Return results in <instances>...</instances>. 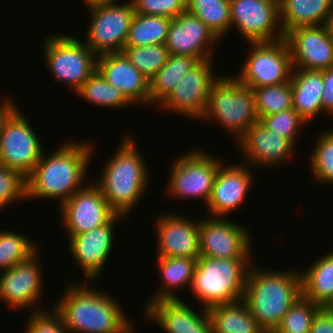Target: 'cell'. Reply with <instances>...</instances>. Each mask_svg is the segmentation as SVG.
<instances>
[{
	"mask_svg": "<svg viewBox=\"0 0 333 333\" xmlns=\"http://www.w3.org/2000/svg\"><path fill=\"white\" fill-rule=\"evenodd\" d=\"M130 133L120 141L118 149L103 167L95 183L99 186L110 208L125 217L144 197L149 184V172ZM146 189V190H145ZM146 191V192H145ZM134 206V207H133Z\"/></svg>",
	"mask_w": 333,
	"mask_h": 333,
	"instance_id": "4",
	"label": "cell"
},
{
	"mask_svg": "<svg viewBox=\"0 0 333 333\" xmlns=\"http://www.w3.org/2000/svg\"><path fill=\"white\" fill-rule=\"evenodd\" d=\"M255 109L260 119L263 116L279 113L293 108L290 81L270 86L252 88Z\"/></svg>",
	"mask_w": 333,
	"mask_h": 333,
	"instance_id": "34",
	"label": "cell"
},
{
	"mask_svg": "<svg viewBox=\"0 0 333 333\" xmlns=\"http://www.w3.org/2000/svg\"><path fill=\"white\" fill-rule=\"evenodd\" d=\"M59 206L66 236L91 231L105 225L116 215L95 182L85 183Z\"/></svg>",
	"mask_w": 333,
	"mask_h": 333,
	"instance_id": "14",
	"label": "cell"
},
{
	"mask_svg": "<svg viewBox=\"0 0 333 333\" xmlns=\"http://www.w3.org/2000/svg\"><path fill=\"white\" fill-rule=\"evenodd\" d=\"M290 84L293 109L308 124L322 112L323 70L293 68Z\"/></svg>",
	"mask_w": 333,
	"mask_h": 333,
	"instance_id": "25",
	"label": "cell"
},
{
	"mask_svg": "<svg viewBox=\"0 0 333 333\" xmlns=\"http://www.w3.org/2000/svg\"><path fill=\"white\" fill-rule=\"evenodd\" d=\"M124 55L147 79H151L165 65L169 52L165 44L132 47L124 46Z\"/></svg>",
	"mask_w": 333,
	"mask_h": 333,
	"instance_id": "36",
	"label": "cell"
},
{
	"mask_svg": "<svg viewBox=\"0 0 333 333\" xmlns=\"http://www.w3.org/2000/svg\"><path fill=\"white\" fill-rule=\"evenodd\" d=\"M212 61H200L184 74L159 108L178 113L180 117L184 115L186 118L200 120L205 112L211 87L219 79L212 70Z\"/></svg>",
	"mask_w": 333,
	"mask_h": 333,
	"instance_id": "15",
	"label": "cell"
},
{
	"mask_svg": "<svg viewBox=\"0 0 333 333\" xmlns=\"http://www.w3.org/2000/svg\"><path fill=\"white\" fill-rule=\"evenodd\" d=\"M82 1L87 6V5L94 4V3L111 2V1H118V0H82Z\"/></svg>",
	"mask_w": 333,
	"mask_h": 333,
	"instance_id": "46",
	"label": "cell"
},
{
	"mask_svg": "<svg viewBox=\"0 0 333 333\" xmlns=\"http://www.w3.org/2000/svg\"><path fill=\"white\" fill-rule=\"evenodd\" d=\"M28 237L13 230L0 231V270L1 272L26 261L38 251L37 243L34 245Z\"/></svg>",
	"mask_w": 333,
	"mask_h": 333,
	"instance_id": "35",
	"label": "cell"
},
{
	"mask_svg": "<svg viewBox=\"0 0 333 333\" xmlns=\"http://www.w3.org/2000/svg\"><path fill=\"white\" fill-rule=\"evenodd\" d=\"M250 44V54L243 67L234 77L251 89L262 86L278 85L290 81L292 59L289 45L285 38L273 42Z\"/></svg>",
	"mask_w": 333,
	"mask_h": 333,
	"instance_id": "10",
	"label": "cell"
},
{
	"mask_svg": "<svg viewBox=\"0 0 333 333\" xmlns=\"http://www.w3.org/2000/svg\"><path fill=\"white\" fill-rule=\"evenodd\" d=\"M170 169L167 193L176 199H202L207 205L219 166L224 163L221 158L201 150L189 151L178 156Z\"/></svg>",
	"mask_w": 333,
	"mask_h": 333,
	"instance_id": "8",
	"label": "cell"
},
{
	"mask_svg": "<svg viewBox=\"0 0 333 333\" xmlns=\"http://www.w3.org/2000/svg\"><path fill=\"white\" fill-rule=\"evenodd\" d=\"M26 183V177L18 170L0 165V209L12 202L27 200Z\"/></svg>",
	"mask_w": 333,
	"mask_h": 333,
	"instance_id": "39",
	"label": "cell"
},
{
	"mask_svg": "<svg viewBox=\"0 0 333 333\" xmlns=\"http://www.w3.org/2000/svg\"><path fill=\"white\" fill-rule=\"evenodd\" d=\"M77 96L86 102L105 108H119L131 106L122 92L112 86L102 74L96 70L76 92Z\"/></svg>",
	"mask_w": 333,
	"mask_h": 333,
	"instance_id": "33",
	"label": "cell"
},
{
	"mask_svg": "<svg viewBox=\"0 0 333 333\" xmlns=\"http://www.w3.org/2000/svg\"><path fill=\"white\" fill-rule=\"evenodd\" d=\"M220 75L212 85L205 112L201 118L215 121L236 137L235 143L259 121L254 95L249 86L241 84L233 75Z\"/></svg>",
	"mask_w": 333,
	"mask_h": 333,
	"instance_id": "6",
	"label": "cell"
},
{
	"mask_svg": "<svg viewBox=\"0 0 333 333\" xmlns=\"http://www.w3.org/2000/svg\"><path fill=\"white\" fill-rule=\"evenodd\" d=\"M327 253L307 270L300 269L302 295L320 307H327L333 301V251Z\"/></svg>",
	"mask_w": 333,
	"mask_h": 333,
	"instance_id": "28",
	"label": "cell"
},
{
	"mask_svg": "<svg viewBox=\"0 0 333 333\" xmlns=\"http://www.w3.org/2000/svg\"><path fill=\"white\" fill-rule=\"evenodd\" d=\"M249 230L229 218L200 219L199 256L216 259L253 258Z\"/></svg>",
	"mask_w": 333,
	"mask_h": 333,
	"instance_id": "12",
	"label": "cell"
},
{
	"mask_svg": "<svg viewBox=\"0 0 333 333\" xmlns=\"http://www.w3.org/2000/svg\"><path fill=\"white\" fill-rule=\"evenodd\" d=\"M134 11L142 15L174 19L186 11V0H131Z\"/></svg>",
	"mask_w": 333,
	"mask_h": 333,
	"instance_id": "41",
	"label": "cell"
},
{
	"mask_svg": "<svg viewBox=\"0 0 333 333\" xmlns=\"http://www.w3.org/2000/svg\"><path fill=\"white\" fill-rule=\"evenodd\" d=\"M253 264L247 276L243 301L259 327L265 333H273L285 313L302 296L300 270L258 269Z\"/></svg>",
	"mask_w": 333,
	"mask_h": 333,
	"instance_id": "3",
	"label": "cell"
},
{
	"mask_svg": "<svg viewBox=\"0 0 333 333\" xmlns=\"http://www.w3.org/2000/svg\"><path fill=\"white\" fill-rule=\"evenodd\" d=\"M323 83L322 113L333 116V66L323 70Z\"/></svg>",
	"mask_w": 333,
	"mask_h": 333,
	"instance_id": "44",
	"label": "cell"
},
{
	"mask_svg": "<svg viewBox=\"0 0 333 333\" xmlns=\"http://www.w3.org/2000/svg\"><path fill=\"white\" fill-rule=\"evenodd\" d=\"M156 257H199V223L178 213H165L155 218Z\"/></svg>",
	"mask_w": 333,
	"mask_h": 333,
	"instance_id": "21",
	"label": "cell"
},
{
	"mask_svg": "<svg viewBox=\"0 0 333 333\" xmlns=\"http://www.w3.org/2000/svg\"><path fill=\"white\" fill-rule=\"evenodd\" d=\"M53 304L68 333H131L135 330L118 300L98 289L70 282Z\"/></svg>",
	"mask_w": 333,
	"mask_h": 333,
	"instance_id": "1",
	"label": "cell"
},
{
	"mask_svg": "<svg viewBox=\"0 0 333 333\" xmlns=\"http://www.w3.org/2000/svg\"><path fill=\"white\" fill-rule=\"evenodd\" d=\"M199 61L191 56L169 54L167 62L150 81V104L160 105L174 90L177 82Z\"/></svg>",
	"mask_w": 333,
	"mask_h": 333,
	"instance_id": "30",
	"label": "cell"
},
{
	"mask_svg": "<svg viewBox=\"0 0 333 333\" xmlns=\"http://www.w3.org/2000/svg\"><path fill=\"white\" fill-rule=\"evenodd\" d=\"M285 39L293 68L321 71L333 66V33L328 24L292 29Z\"/></svg>",
	"mask_w": 333,
	"mask_h": 333,
	"instance_id": "17",
	"label": "cell"
},
{
	"mask_svg": "<svg viewBox=\"0 0 333 333\" xmlns=\"http://www.w3.org/2000/svg\"><path fill=\"white\" fill-rule=\"evenodd\" d=\"M90 26L85 44L97 55L122 52L126 44L130 24L135 14L131 0L123 4L116 1L87 5Z\"/></svg>",
	"mask_w": 333,
	"mask_h": 333,
	"instance_id": "9",
	"label": "cell"
},
{
	"mask_svg": "<svg viewBox=\"0 0 333 333\" xmlns=\"http://www.w3.org/2000/svg\"><path fill=\"white\" fill-rule=\"evenodd\" d=\"M309 333H333V310L320 307L313 319Z\"/></svg>",
	"mask_w": 333,
	"mask_h": 333,
	"instance_id": "43",
	"label": "cell"
},
{
	"mask_svg": "<svg viewBox=\"0 0 333 333\" xmlns=\"http://www.w3.org/2000/svg\"><path fill=\"white\" fill-rule=\"evenodd\" d=\"M259 120L267 128L289 139L294 145L296 144L295 140L298 138L301 128L307 126L304 119L293 108L263 116Z\"/></svg>",
	"mask_w": 333,
	"mask_h": 333,
	"instance_id": "40",
	"label": "cell"
},
{
	"mask_svg": "<svg viewBox=\"0 0 333 333\" xmlns=\"http://www.w3.org/2000/svg\"><path fill=\"white\" fill-rule=\"evenodd\" d=\"M186 11L201 19L221 41L231 30L229 0H186Z\"/></svg>",
	"mask_w": 333,
	"mask_h": 333,
	"instance_id": "32",
	"label": "cell"
},
{
	"mask_svg": "<svg viewBox=\"0 0 333 333\" xmlns=\"http://www.w3.org/2000/svg\"><path fill=\"white\" fill-rule=\"evenodd\" d=\"M328 26H329V29L331 30V32L333 33V6H332V12H331V15H330Z\"/></svg>",
	"mask_w": 333,
	"mask_h": 333,
	"instance_id": "47",
	"label": "cell"
},
{
	"mask_svg": "<svg viewBox=\"0 0 333 333\" xmlns=\"http://www.w3.org/2000/svg\"><path fill=\"white\" fill-rule=\"evenodd\" d=\"M330 310H333V301L327 306Z\"/></svg>",
	"mask_w": 333,
	"mask_h": 333,
	"instance_id": "48",
	"label": "cell"
},
{
	"mask_svg": "<svg viewBox=\"0 0 333 333\" xmlns=\"http://www.w3.org/2000/svg\"><path fill=\"white\" fill-rule=\"evenodd\" d=\"M229 3L231 28H236L248 43L273 42L285 38L277 1L229 0Z\"/></svg>",
	"mask_w": 333,
	"mask_h": 333,
	"instance_id": "13",
	"label": "cell"
},
{
	"mask_svg": "<svg viewBox=\"0 0 333 333\" xmlns=\"http://www.w3.org/2000/svg\"><path fill=\"white\" fill-rule=\"evenodd\" d=\"M43 44V57L49 73L74 93L97 70L98 56L76 37L51 33Z\"/></svg>",
	"mask_w": 333,
	"mask_h": 333,
	"instance_id": "7",
	"label": "cell"
},
{
	"mask_svg": "<svg viewBox=\"0 0 333 333\" xmlns=\"http://www.w3.org/2000/svg\"><path fill=\"white\" fill-rule=\"evenodd\" d=\"M213 333H265L241 300L207 309Z\"/></svg>",
	"mask_w": 333,
	"mask_h": 333,
	"instance_id": "29",
	"label": "cell"
},
{
	"mask_svg": "<svg viewBox=\"0 0 333 333\" xmlns=\"http://www.w3.org/2000/svg\"><path fill=\"white\" fill-rule=\"evenodd\" d=\"M252 258L216 259L199 256L191 291L204 309L243 300ZM252 261V262H251Z\"/></svg>",
	"mask_w": 333,
	"mask_h": 333,
	"instance_id": "5",
	"label": "cell"
},
{
	"mask_svg": "<svg viewBox=\"0 0 333 333\" xmlns=\"http://www.w3.org/2000/svg\"><path fill=\"white\" fill-rule=\"evenodd\" d=\"M220 41L201 19L185 11L171 19L165 45L169 54L191 56L200 62L213 59L212 49Z\"/></svg>",
	"mask_w": 333,
	"mask_h": 333,
	"instance_id": "18",
	"label": "cell"
},
{
	"mask_svg": "<svg viewBox=\"0 0 333 333\" xmlns=\"http://www.w3.org/2000/svg\"><path fill=\"white\" fill-rule=\"evenodd\" d=\"M38 255L36 252L26 261L3 271L0 275V301L14 309H27L39 304L44 278Z\"/></svg>",
	"mask_w": 333,
	"mask_h": 333,
	"instance_id": "19",
	"label": "cell"
},
{
	"mask_svg": "<svg viewBox=\"0 0 333 333\" xmlns=\"http://www.w3.org/2000/svg\"><path fill=\"white\" fill-rule=\"evenodd\" d=\"M97 70L132 104H150V81L123 52L105 53L97 57Z\"/></svg>",
	"mask_w": 333,
	"mask_h": 333,
	"instance_id": "24",
	"label": "cell"
},
{
	"mask_svg": "<svg viewBox=\"0 0 333 333\" xmlns=\"http://www.w3.org/2000/svg\"><path fill=\"white\" fill-rule=\"evenodd\" d=\"M50 309L34 308L25 325V333H68L59 315Z\"/></svg>",
	"mask_w": 333,
	"mask_h": 333,
	"instance_id": "42",
	"label": "cell"
},
{
	"mask_svg": "<svg viewBox=\"0 0 333 333\" xmlns=\"http://www.w3.org/2000/svg\"><path fill=\"white\" fill-rule=\"evenodd\" d=\"M93 146L86 141L61 144L50 156L42 154L26 178L27 198L57 199L60 205L85 184Z\"/></svg>",
	"mask_w": 333,
	"mask_h": 333,
	"instance_id": "2",
	"label": "cell"
},
{
	"mask_svg": "<svg viewBox=\"0 0 333 333\" xmlns=\"http://www.w3.org/2000/svg\"><path fill=\"white\" fill-rule=\"evenodd\" d=\"M328 131V132H327ZM318 135L317 143L312 150L310 167L314 180L319 184H333V129H328Z\"/></svg>",
	"mask_w": 333,
	"mask_h": 333,
	"instance_id": "37",
	"label": "cell"
},
{
	"mask_svg": "<svg viewBox=\"0 0 333 333\" xmlns=\"http://www.w3.org/2000/svg\"><path fill=\"white\" fill-rule=\"evenodd\" d=\"M333 0H282L279 3V20L286 35L298 27L328 24Z\"/></svg>",
	"mask_w": 333,
	"mask_h": 333,
	"instance_id": "26",
	"label": "cell"
},
{
	"mask_svg": "<svg viewBox=\"0 0 333 333\" xmlns=\"http://www.w3.org/2000/svg\"><path fill=\"white\" fill-rule=\"evenodd\" d=\"M158 270L161 284L146 305L158 300L180 299L175 293L177 291L191 287L194 276V269L197 259L185 257H157Z\"/></svg>",
	"mask_w": 333,
	"mask_h": 333,
	"instance_id": "27",
	"label": "cell"
},
{
	"mask_svg": "<svg viewBox=\"0 0 333 333\" xmlns=\"http://www.w3.org/2000/svg\"><path fill=\"white\" fill-rule=\"evenodd\" d=\"M320 306L303 295L285 313L273 333H309Z\"/></svg>",
	"mask_w": 333,
	"mask_h": 333,
	"instance_id": "38",
	"label": "cell"
},
{
	"mask_svg": "<svg viewBox=\"0 0 333 333\" xmlns=\"http://www.w3.org/2000/svg\"><path fill=\"white\" fill-rule=\"evenodd\" d=\"M124 215L116 214L105 225L96 227L88 232L67 236L70 246V253L79 264L87 283L97 279L109 259L114 246L115 225Z\"/></svg>",
	"mask_w": 333,
	"mask_h": 333,
	"instance_id": "16",
	"label": "cell"
},
{
	"mask_svg": "<svg viewBox=\"0 0 333 333\" xmlns=\"http://www.w3.org/2000/svg\"><path fill=\"white\" fill-rule=\"evenodd\" d=\"M6 96L7 97L4 96V98L0 101V132L3 129L5 122L18 109V106H16L13 101L12 95L11 97L9 95Z\"/></svg>",
	"mask_w": 333,
	"mask_h": 333,
	"instance_id": "45",
	"label": "cell"
},
{
	"mask_svg": "<svg viewBox=\"0 0 333 333\" xmlns=\"http://www.w3.org/2000/svg\"><path fill=\"white\" fill-rule=\"evenodd\" d=\"M171 18L135 13L125 46L165 44Z\"/></svg>",
	"mask_w": 333,
	"mask_h": 333,
	"instance_id": "31",
	"label": "cell"
},
{
	"mask_svg": "<svg viewBox=\"0 0 333 333\" xmlns=\"http://www.w3.org/2000/svg\"><path fill=\"white\" fill-rule=\"evenodd\" d=\"M246 165L278 167L293 156L295 146L287 138L267 128L260 120L252 125L236 142ZM247 161V162H246ZM278 165V166H277Z\"/></svg>",
	"mask_w": 333,
	"mask_h": 333,
	"instance_id": "20",
	"label": "cell"
},
{
	"mask_svg": "<svg viewBox=\"0 0 333 333\" xmlns=\"http://www.w3.org/2000/svg\"><path fill=\"white\" fill-rule=\"evenodd\" d=\"M147 319L155 321L166 333H213L207 309L195 311L182 299L158 300L144 306Z\"/></svg>",
	"mask_w": 333,
	"mask_h": 333,
	"instance_id": "23",
	"label": "cell"
},
{
	"mask_svg": "<svg viewBox=\"0 0 333 333\" xmlns=\"http://www.w3.org/2000/svg\"><path fill=\"white\" fill-rule=\"evenodd\" d=\"M34 131L18 108L0 132V165L18 170L27 178L44 151Z\"/></svg>",
	"mask_w": 333,
	"mask_h": 333,
	"instance_id": "11",
	"label": "cell"
},
{
	"mask_svg": "<svg viewBox=\"0 0 333 333\" xmlns=\"http://www.w3.org/2000/svg\"><path fill=\"white\" fill-rule=\"evenodd\" d=\"M247 168L243 162L229 166L222 163L219 166L212 194L206 206L211 217L225 218L245 202L253 184L252 169Z\"/></svg>",
	"mask_w": 333,
	"mask_h": 333,
	"instance_id": "22",
	"label": "cell"
}]
</instances>
